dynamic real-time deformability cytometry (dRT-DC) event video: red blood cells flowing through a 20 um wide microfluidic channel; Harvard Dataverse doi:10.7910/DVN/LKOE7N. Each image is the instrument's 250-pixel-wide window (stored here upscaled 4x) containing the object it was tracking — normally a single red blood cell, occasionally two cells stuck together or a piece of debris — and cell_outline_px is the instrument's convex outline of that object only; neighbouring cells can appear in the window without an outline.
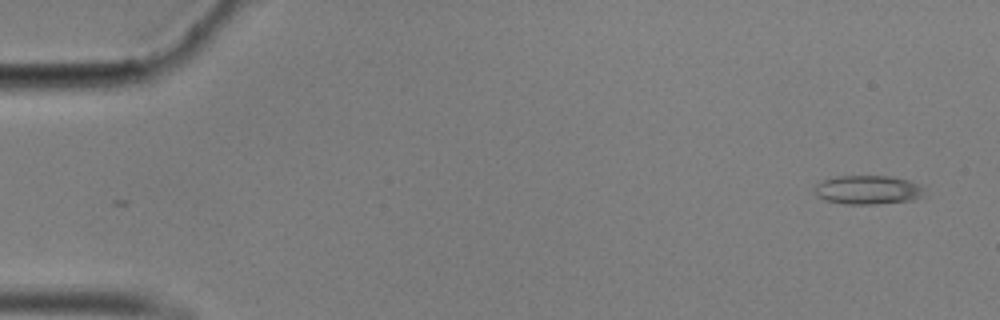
{"species": "common noctule bat (a hibernating species)", "species_latin": "Nyctalus noctula", "temperature_condition": "cold", "stored_images_in_passage": 58, "camera_frame_rate_fps": 3000, "um_per_image_px": 0.085, "animal": {"sex": "male", "body_mass_g": 17.9}, "frame": {"image": 1, "passage_image": 3, "time_ms": 0.667, "image_size_px": [1000, 320], "cell_outline_px": [[924, 196], [916, 200], [876, 204], [844, 204], [824, 200], [816, 196], [812, 188], [816, 184], [824, 180], [836, 176], [892, 176], [912, 180], [924, 188]], "centroid_in_image_um": [73.79, 16.14], "position_along_channel_um": 11.2, "area_um2": 18.96}}
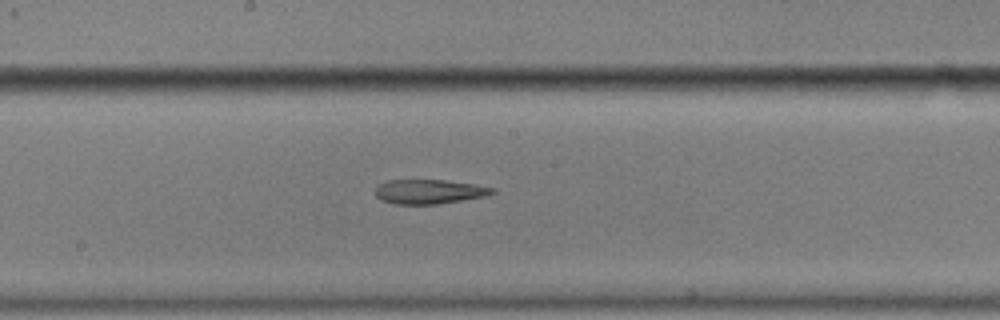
{"frame": {"image": 2, "passage_image": 31, "time_ms": 10.0, "image_size_px": [1000, 320], "cell_outline_px": [[496, 192], [484, 196], [436, 204], [392, 204], [380, 200], [376, 196], [376, 188], [380, 184], [388, 180], [444, 180], [476, 184], [496, 188]], "centroid_in_image_um": [36.48, 16.28], "position_along_channel_um": 211.7, "area_um2": 16.59}}
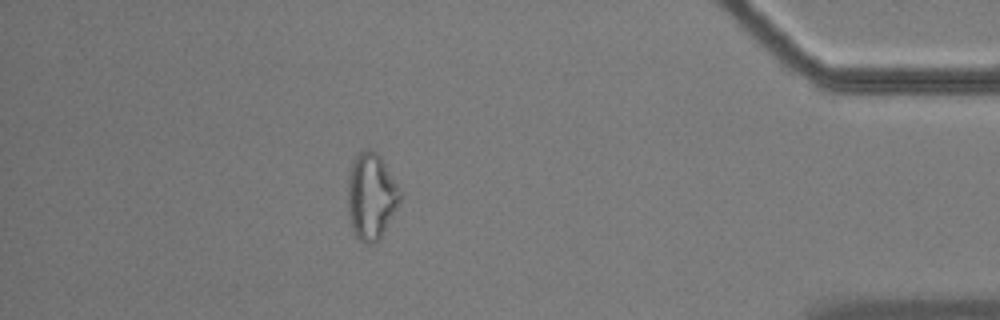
{"frame": {"image": 3, "passage_image": 51, "time_ms": 16.667, "image_size_px": [1000, 320], "cell_outline_px": [[404, 196], [380, 240], [372, 244], [364, 244], [356, 236], [352, 228], [348, 212], [348, 176], [352, 160], [360, 152], [368, 148], [376, 152], [380, 156], [400, 188]], "centroid_in_image_um": [31.58, 16.7], "position_along_channel_um": 403.6, "area_um2": 26.76}}